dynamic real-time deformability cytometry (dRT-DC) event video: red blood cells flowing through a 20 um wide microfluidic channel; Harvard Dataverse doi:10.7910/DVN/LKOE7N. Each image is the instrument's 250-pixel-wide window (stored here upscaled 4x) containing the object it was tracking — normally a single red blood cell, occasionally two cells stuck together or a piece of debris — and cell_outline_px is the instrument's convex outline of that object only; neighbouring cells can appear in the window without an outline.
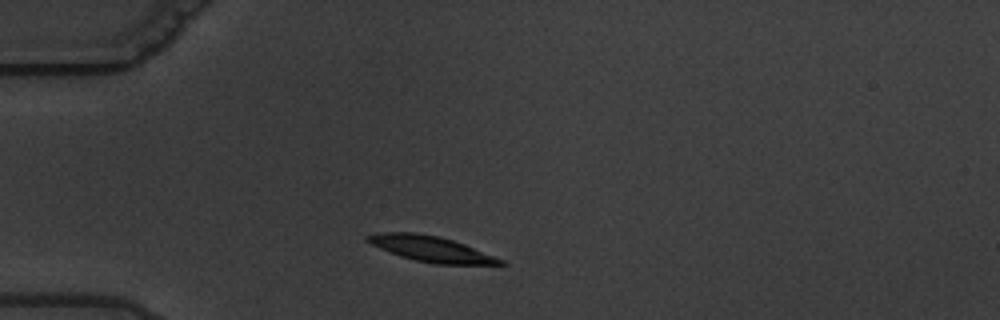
{"species": "common noctule bat (a hibernating species)", "species_latin": "Nyctalus noctula", "temperature_condition": "warm", "stored_images_in_passage": 3, "camera_frame_rate_fps": 3000, "um_per_image_px": 0.085, "animal": {"sex": "male", "body_mass_g": 19.5, "forearm_length_mm": 54.6}, "frame": {"image": 1, "passage_image": 2, "time_ms": 1.333, "image_size_px": [1000, 320], "cell_outline_px": [[508, 264], [436, 264], [416, 260], [400, 256], [380, 248], [364, 240], [364, 236], [376, 232], [416, 232], [436, 236], [452, 240], [464, 244], [504, 260]], "centroid_in_image_um": [36.58, 21.14], "position_along_channel_um": 48.4, "area_um2": 19.59}}